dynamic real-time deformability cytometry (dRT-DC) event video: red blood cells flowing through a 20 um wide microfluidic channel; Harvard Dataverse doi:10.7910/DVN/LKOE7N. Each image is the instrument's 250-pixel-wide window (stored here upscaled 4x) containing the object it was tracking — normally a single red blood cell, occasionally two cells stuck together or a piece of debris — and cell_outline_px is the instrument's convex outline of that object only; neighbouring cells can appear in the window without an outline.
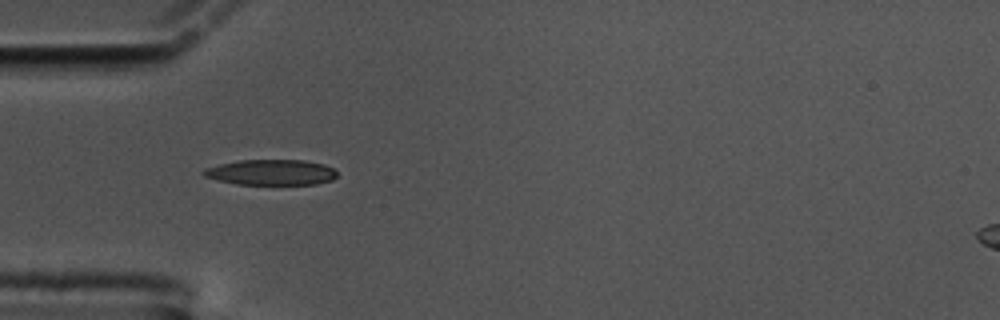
{"species": "common noctule bat (a hibernating species)", "species_latin": "Nyctalus noctula", "temperature_condition": "cold", "stored_images_in_passage": 42, "camera_frame_rate_fps": 3000, "um_per_image_px": 0.085, "animal": {"sex": "male", "body_mass_g": 17.5, "forearm_length_mm": 52.3}, "frame": {"image": 1, "passage_image": 1, "time_ms": 0.0, "image_size_px": [1000, 320], "cell_outline_px": [[336, 176], [332, 180], [316, 184], [236, 184], [204, 176], [200, 172], [204, 168], [220, 164], [240, 160], [304, 160], [324, 164], [332, 168], [336, 172]], "centroid_in_image_um": [23.04, 14.64], "position_along_channel_um": 62.0, "area_um2": 19.77}}
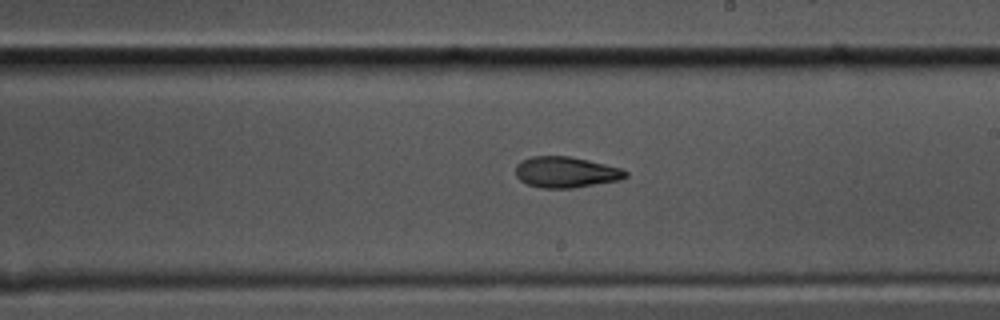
{"frame": {"image": 2, "passage_image": 17, "time_ms": 5.333, "image_size_px": [1000, 320], "cell_outline_px": [[628, 176], [620, 180], [572, 188], [540, 188], [528, 184], [520, 180], [516, 176], [516, 164], [520, 160], [532, 156], [568, 156], [588, 160], [624, 168], [628, 172]], "centroid_in_image_um": [48.11, 14.63], "position_along_channel_um": 240.9, "area_um2": 20.0}}
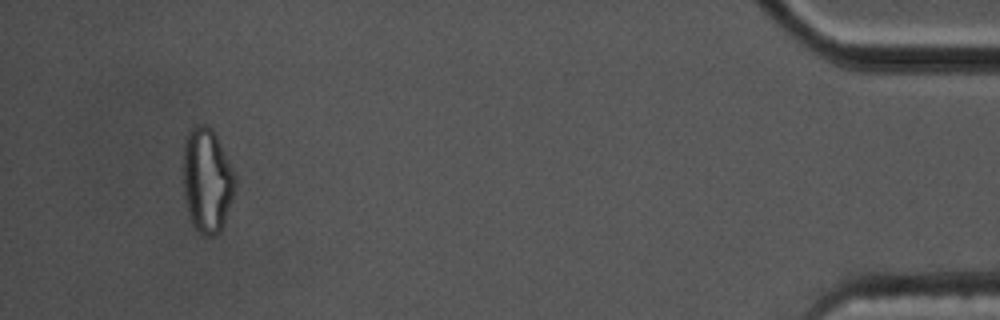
{"frame": {"image": 3, "passage_image": 39, "time_ms": 12.667, "image_size_px": [1000, 320], "cell_outline_px": [[236, 188], [224, 224], [220, 232], [212, 236], [204, 236], [196, 228], [192, 220], [184, 196], [184, 140], [188, 132], [196, 124], [204, 124], [212, 128], [236, 176]], "centroid_in_image_um": [17.62, 15.32], "position_along_channel_um": 417.6, "area_um2": 31.39}, "authors_computed_cell_mechanics": {"area_um2": 20.1722, "velocity_mm_per_s": 3.3872, "shape_relaxation_time_tau1_ms": 6.0342, "shape_relaxation_time_tau2_ms": 6.4848, "deformation_change_tau1": 0.1912, "deformation_change_tau2": 0.1491}}